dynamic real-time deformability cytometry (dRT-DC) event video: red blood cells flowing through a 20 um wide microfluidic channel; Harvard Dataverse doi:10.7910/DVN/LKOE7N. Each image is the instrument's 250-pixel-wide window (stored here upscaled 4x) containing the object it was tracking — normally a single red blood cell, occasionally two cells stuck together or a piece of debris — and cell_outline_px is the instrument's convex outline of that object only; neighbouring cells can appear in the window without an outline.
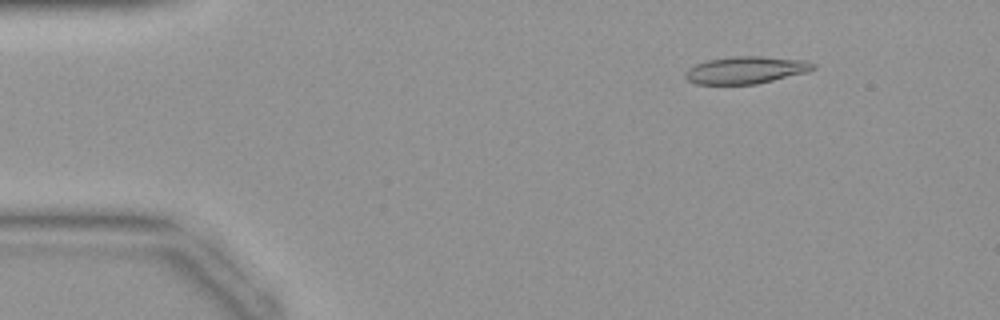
{"species": "common noctule bat (a hibernating species)", "species_latin": "Nyctalus noctula", "temperature_condition": "warm", "stored_images_in_passage": 43, "camera_frame_rate_fps": 3000, "um_per_image_px": 0.085, "animal": {"sex": "female", "body_mass_g": 19.9}, "frame": {"image": 1, "passage_image": 6, "time_ms": 1.667, "image_size_px": [1000, 320], "cell_outline_px": [[816, 68], [808, 72], [756, 84], [696, 84], [688, 80], [684, 76], [684, 72], [688, 68], [696, 64], [708, 60], [732, 56], [760, 56], [808, 60], [816, 64]], "centroid_in_image_um": [63.43, 5.95], "position_along_channel_um": 21.6, "area_um2": 20.46}}
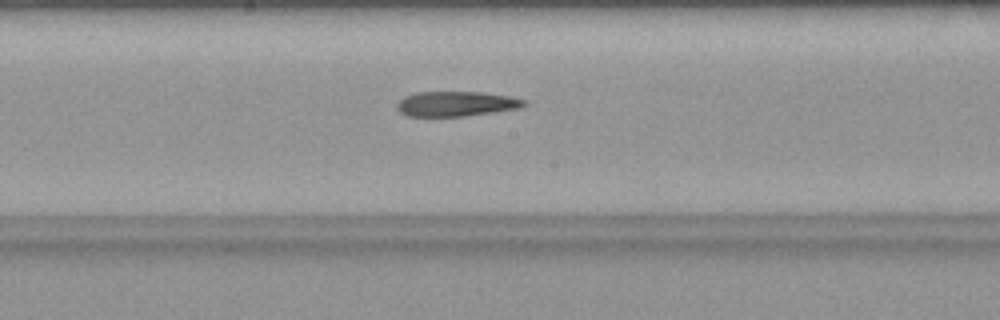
{"frame": {"image": 2, "passage_image": 23, "time_ms": 7.333, "image_size_px": [1000, 320], "cell_outline_px": [[528, 104], [520, 108], [464, 116], [408, 116], [400, 112], [396, 108], [396, 104], [404, 96], [416, 92], [480, 92], [508, 96], [524, 100]], "centroid_in_image_um": [38.74, 8.82], "position_along_channel_um": 209.5, "area_um2": 18.38}}
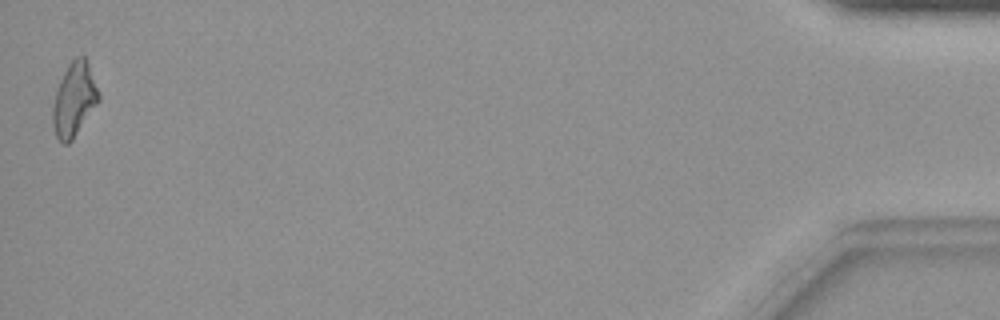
{"frame": {"image": 3, "passage_image": 43, "time_ms": 14.0, "image_size_px": [1000, 320], "cell_outline_px": [[100, 100], [72, 140], [68, 144], [64, 144], [56, 136], [52, 124], [52, 108], [56, 92], [60, 80], [68, 64], [76, 56], [84, 56], [88, 64], [100, 92]], "centroid_in_image_um": [6.31, 8.46], "position_along_channel_um": 428.9, "area_um2": 19.65}}